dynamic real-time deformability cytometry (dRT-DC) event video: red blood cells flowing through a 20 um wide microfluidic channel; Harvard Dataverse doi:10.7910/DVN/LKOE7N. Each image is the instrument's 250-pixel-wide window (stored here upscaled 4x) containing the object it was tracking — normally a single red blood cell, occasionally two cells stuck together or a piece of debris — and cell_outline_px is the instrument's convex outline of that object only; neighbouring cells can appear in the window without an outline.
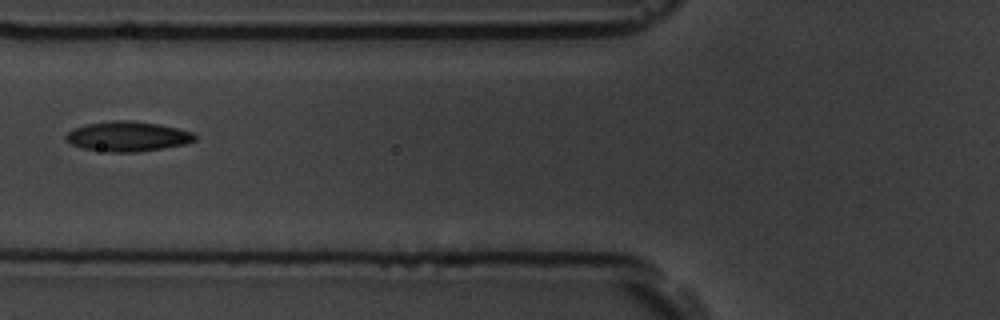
{"species": "common noctule bat (a hibernating species)", "species_latin": "Nyctalus noctula", "temperature_condition": "room temperature", "stored_images_in_passage": 7, "camera_frame_rate_fps": 3000, "um_per_image_px": 0.085, "animal": {"sex": "male", "body_mass_g": 19.5, "forearm_length_mm": 54.6}, "frame": {"image": 1, "passage_image": 7, "time_ms": 7.0, "image_size_px": [1000, 320], "cell_outline_px": [[196, 140], [184, 144], [136, 152], [108, 152], [80, 148], [64, 140], [64, 136], [72, 128], [84, 124], [116, 120], [132, 120], [160, 124], [192, 132], [196, 136]], "centroid_in_image_um": [10.78, 11.59], "position_along_channel_um": 115.0, "area_um2": 22.6}}